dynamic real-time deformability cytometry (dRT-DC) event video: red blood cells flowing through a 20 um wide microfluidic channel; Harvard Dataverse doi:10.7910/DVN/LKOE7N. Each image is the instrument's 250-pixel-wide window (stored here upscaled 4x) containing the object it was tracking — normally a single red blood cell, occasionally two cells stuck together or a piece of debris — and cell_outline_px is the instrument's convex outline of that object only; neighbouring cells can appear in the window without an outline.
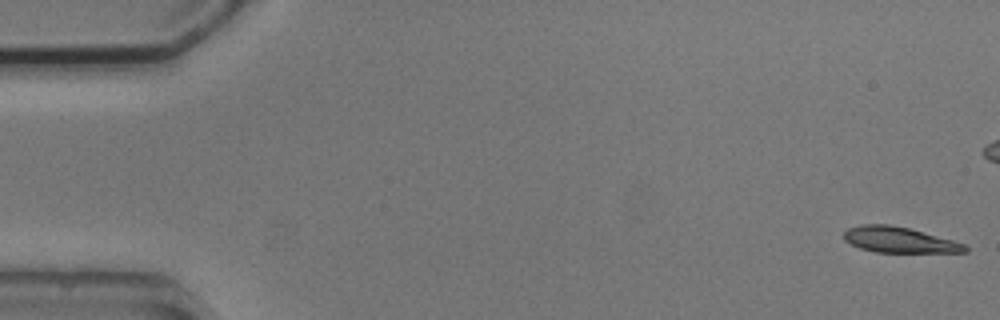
{"species": "common noctule bat (a hibernating species)", "species_latin": "Nyctalus noctula", "temperature_condition": "cold", "stored_images_in_passage": 6, "camera_frame_rate_fps": 3000, "um_per_image_px": 0.085, "animal": {"sex": "male", "body_mass_g": 20.5, "forearm_length_mm": 52.5}, "frame": {"image": 1, "passage_image": 1, "time_ms": 0.0, "image_size_px": [1000, 320], "cell_outline_px": [[968, 252], [876, 252], [860, 248], [844, 240], [844, 232], [848, 228], [860, 224], [888, 224], [908, 228], [924, 232], [952, 240], [964, 244], [968, 248]], "centroid_in_image_um": [76.41, 20.38], "position_along_channel_um": 8.6, "area_um2": 17.98}}
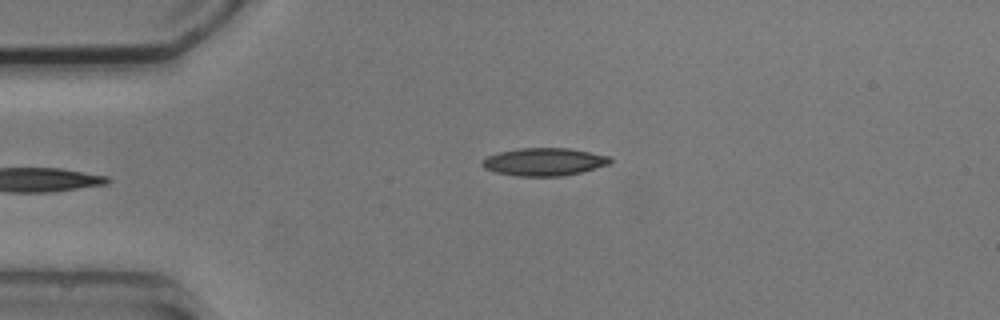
{"frame": {"image": 2, "passage_image": 6, "time_ms": 5.667, "image_size_px": [1000, 320], "cell_outline_px": [[612, 160], [608, 164], [580, 172], [564, 176], [516, 176], [496, 172], [484, 168], [480, 164], [480, 160], [488, 156], [500, 152], [520, 148], [568, 148], [608, 156]], "centroid_in_image_um": [46.19, 13.76], "position_along_channel_um": 38.8, "area_um2": 20.52}}